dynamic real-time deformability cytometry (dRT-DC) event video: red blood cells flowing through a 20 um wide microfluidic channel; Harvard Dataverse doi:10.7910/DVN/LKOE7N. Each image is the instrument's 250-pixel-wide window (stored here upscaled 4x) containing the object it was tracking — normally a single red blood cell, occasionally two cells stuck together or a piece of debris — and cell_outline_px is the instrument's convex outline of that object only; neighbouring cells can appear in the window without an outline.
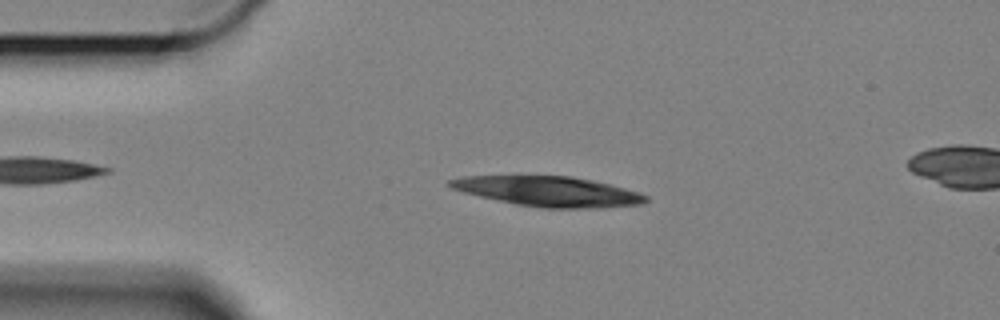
{"species": "Egyptian fruit bat (a non-hibernating species)", "species_latin": "Rousettus aegyptiacus", "temperature_condition": "cold", "stored_images_in_passage": 19, "camera_frame_rate_fps": 3000, "um_per_image_px": 0.085, "animal": {"sex": "female"}, "frame": {"image": 1, "passage_image": 2, "time_ms": 0.333, "image_size_px": [1000, 320], "cell_outline_px": [[648, 200], [644, 204], [604, 208], [544, 208], [516, 204], [480, 196], [464, 192], [452, 188], [444, 184], [448, 180], [464, 176], [572, 176], [592, 180], [624, 188], [648, 196]], "centroid_in_image_um": [46.62, 16.27], "position_along_channel_um": 38.4, "area_um2": 34.16}}